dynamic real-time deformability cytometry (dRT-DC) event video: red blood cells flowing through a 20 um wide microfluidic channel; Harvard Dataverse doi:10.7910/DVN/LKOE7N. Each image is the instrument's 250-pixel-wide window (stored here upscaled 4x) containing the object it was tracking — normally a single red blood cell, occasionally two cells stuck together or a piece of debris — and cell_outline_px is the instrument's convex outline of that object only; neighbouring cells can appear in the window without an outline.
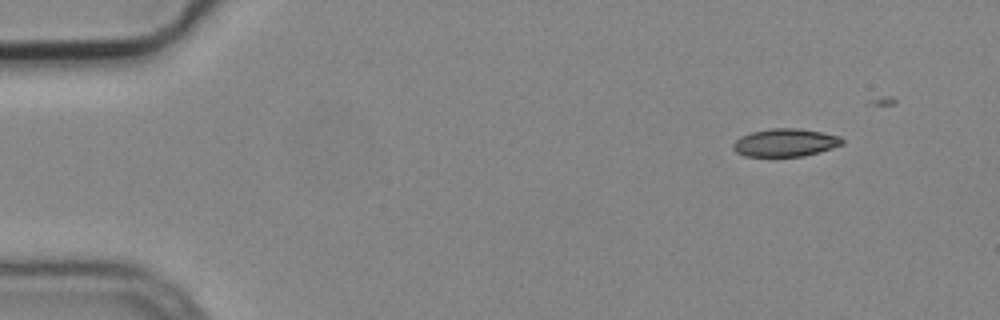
{"species": "common noctule bat (a hibernating species)", "species_latin": "Nyctalus noctula", "temperature_condition": "cold", "stored_images_in_passage": 4, "camera_frame_rate_fps": 3000, "um_per_image_px": 0.085, "animal": {"sex": "male", "body_mass_g": 19.2, "forearm_length_mm": 51.8}, "frame": {"image": 1, "passage_image": 1, "time_ms": 0.0, "image_size_px": [1000, 320], "cell_outline_px": [[844, 144], [832, 148], [804, 156], [744, 156], [736, 152], [732, 148], [732, 144], [740, 136], [752, 132], [772, 128], [800, 128], [840, 136], [844, 140]], "centroid_in_image_um": [66.74, 12.12], "position_along_channel_um": 18.3, "area_um2": 17.74}}